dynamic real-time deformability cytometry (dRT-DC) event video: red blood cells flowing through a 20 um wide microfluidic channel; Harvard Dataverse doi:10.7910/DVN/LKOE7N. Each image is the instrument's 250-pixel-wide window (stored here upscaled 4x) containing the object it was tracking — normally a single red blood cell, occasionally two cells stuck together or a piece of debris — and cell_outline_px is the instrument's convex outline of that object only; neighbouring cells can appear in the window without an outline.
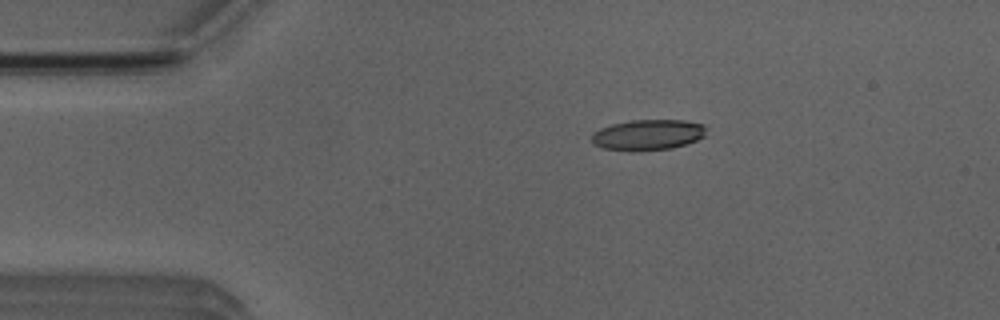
{"species": "Egyptian fruit bat (a non-hibernating species)", "species_latin": "Rousettus aegyptiacus", "temperature_condition": "room temperature", "stored_images_in_passage": 39, "camera_frame_rate_fps": 3000, "um_per_image_px": 0.085, "animal": {"sex": "male"}, "frame": {"image": 1, "passage_image": 1, "time_ms": 0.0, "image_size_px": [1000, 320], "cell_outline_px": [[704, 136], [696, 140], [672, 148], [640, 152], [632, 152], [600, 148], [592, 140], [592, 132], [600, 128], [612, 124], [632, 120], [684, 120], [704, 124]], "centroid_in_image_um": [55.03, 11.47], "position_along_channel_um": 30.0, "area_um2": 20.63}}
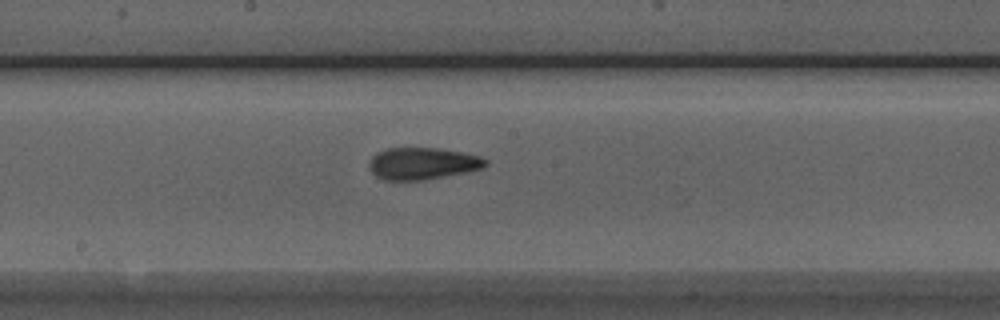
{"frame": {"image": 2, "passage_image": 19, "time_ms": 6.0, "image_size_px": [1000, 320], "cell_outline_px": [[488, 164], [480, 168], [464, 172], [444, 176], [420, 180], [384, 180], [376, 176], [372, 172], [368, 164], [368, 160], [376, 152], [388, 148], [440, 148], [480, 156], [488, 160]], "centroid_in_image_um": [35.86, 13.89], "position_along_channel_um": 212.3, "area_um2": 21.56}}
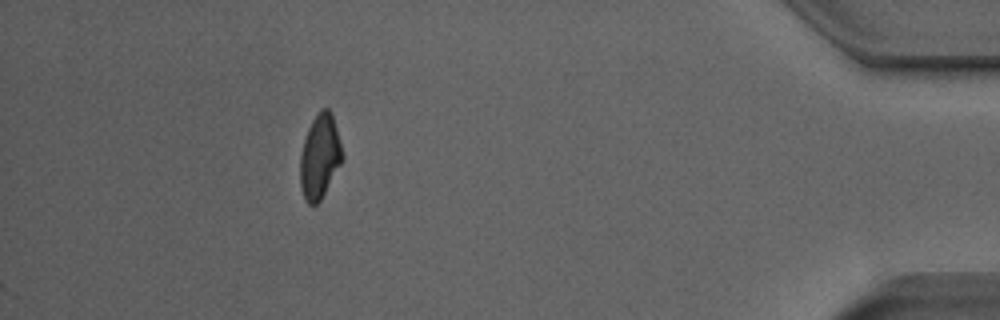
{"frame": {"image": 3, "passage_image": 39, "time_ms": 12.667, "image_size_px": [1000, 320], "cell_outline_px": [[344, 160], [320, 200], [312, 208], [304, 200], [300, 188], [300, 156], [304, 140], [308, 128], [312, 120], [320, 108], [328, 108], [332, 112], [344, 156]], "centroid_in_image_um": [27.18, 13.33], "position_along_channel_um": 408.0, "area_um2": 21.04}, "authors_computed_cell_mechanics": {"area_um2": 21.1548, "velocity_mm_per_s": 3.8375, "shape_relaxation_time_tau1_ms": 5.5998, "shape_relaxation_time_tau2_ms": 1.821, "deformation_change_tau1": 0.1516, "deformation_change_tau2": 0.1001}}